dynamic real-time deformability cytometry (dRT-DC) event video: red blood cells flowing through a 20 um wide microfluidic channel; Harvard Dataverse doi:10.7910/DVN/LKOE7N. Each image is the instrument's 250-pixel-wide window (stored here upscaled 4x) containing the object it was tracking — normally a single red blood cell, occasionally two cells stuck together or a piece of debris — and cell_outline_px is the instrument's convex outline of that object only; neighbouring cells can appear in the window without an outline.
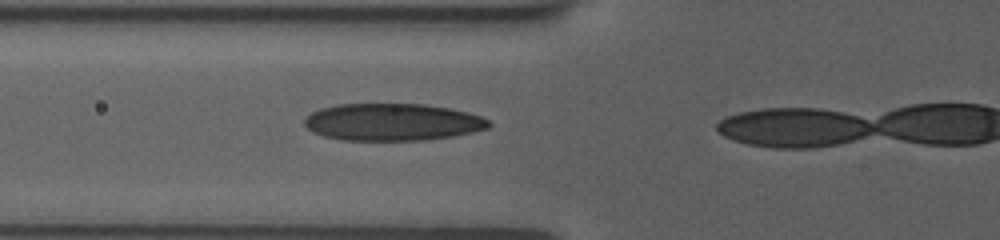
{"species": "human", "species_latin": "Homo sapiens", "temperature_condition": "room temperature", "stored_images_in_passage": 10, "camera_frame_rate_fps": 3000, "um_per_image_px": 0.085, "donor": {"sex": "female"}, "frame": {"image": 1, "passage_image": 9, "time_ms": 4.667, "image_size_px": [1000, 240], "cell_outline_px": [[492, 124], [488, 128], [472, 132], [452, 136], [424, 140], [340, 140], [324, 136], [312, 132], [304, 124], [304, 120], [312, 112], [320, 108], [340, 104], [424, 104], [452, 108], [468, 112], [480, 116], [488, 120]], "centroid_in_image_um": [33.36, 10.37], "position_along_channel_um": 92.4, "area_um2": 40.0}}